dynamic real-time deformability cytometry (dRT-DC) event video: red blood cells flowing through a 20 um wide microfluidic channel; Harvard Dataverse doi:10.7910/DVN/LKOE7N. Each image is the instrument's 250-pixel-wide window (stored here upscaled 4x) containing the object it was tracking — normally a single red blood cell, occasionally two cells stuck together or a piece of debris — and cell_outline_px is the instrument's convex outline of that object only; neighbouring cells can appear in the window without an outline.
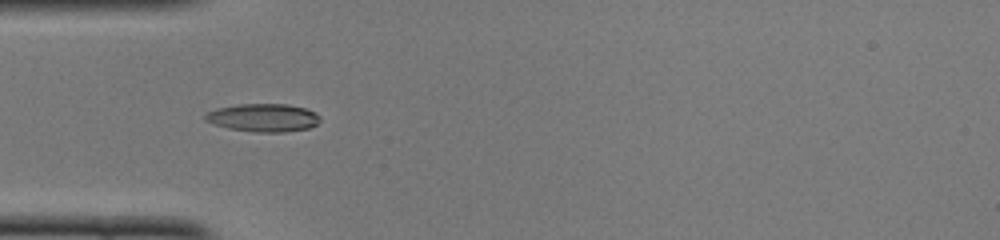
{"species": "common noctule bat (a hibernating species)", "species_latin": "Nyctalus noctula", "temperature_condition": "cold", "stored_images_in_passage": 36, "camera_frame_rate_fps": 3000, "um_per_image_px": 0.085, "animal": {"sex": "female", "body_mass_g": 22.0, "forearm_length_mm": 56.7}, "frame": {"image": 1, "passage_image": 2, "time_ms": 0.333, "image_size_px": [1000, 240], "cell_outline_px": [[320, 120], [316, 124], [308, 128], [284, 132], [256, 132], [228, 128], [212, 124], [204, 120], [204, 116], [208, 112], [216, 108], [240, 104], [288, 104], [304, 108], [316, 112], [320, 116]], "centroid_in_image_um": [22.37, 10.0], "position_along_channel_um": 62.6, "area_um2": 18.79}}
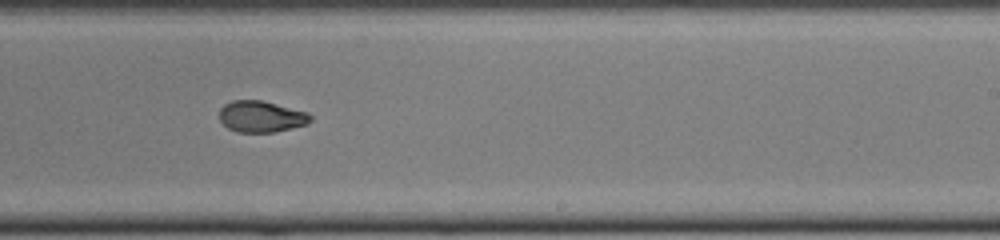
{"frame": {"image": 2, "passage_image": 17, "time_ms": 5.333, "image_size_px": [1000, 240], "cell_outline_px": [[312, 120], [308, 124], [276, 132], [236, 132], [228, 128], [220, 120], [220, 108], [224, 104], [232, 100], [264, 100], [308, 112], [312, 116]], "centroid_in_image_um": [22.23, 9.9], "position_along_channel_um": 266.8, "area_um2": 16.88}}
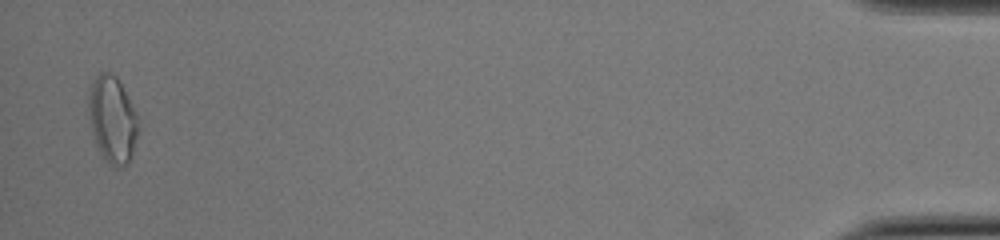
{"frame": {"image": 3, "passage_image": 35, "time_ms": 11.333, "image_size_px": [1000, 240], "cell_outline_px": [[140, 128], [132, 156], [128, 164], [116, 168], [112, 168], [104, 160], [96, 144], [92, 132], [88, 112], [88, 100], [92, 84], [96, 76], [100, 72], [108, 72], [116, 76], [136, 112]], "centroid_in_image_um": [9.57, 10.22], "position_along_channel_um": 425.6, "area_um2": 25.26}, "authors_computed_cell_mechanics": {"area_um2": 17.5134, "velocity_mm_per_s": 4.1077, "shape_relaxation_time_tau1_ms": 3.2062, "shape_relaxation_time_tau2_ms": 3.2709, "deformation_change_tau1": 0.158, "deformation_change_tau2": 0.0885}}